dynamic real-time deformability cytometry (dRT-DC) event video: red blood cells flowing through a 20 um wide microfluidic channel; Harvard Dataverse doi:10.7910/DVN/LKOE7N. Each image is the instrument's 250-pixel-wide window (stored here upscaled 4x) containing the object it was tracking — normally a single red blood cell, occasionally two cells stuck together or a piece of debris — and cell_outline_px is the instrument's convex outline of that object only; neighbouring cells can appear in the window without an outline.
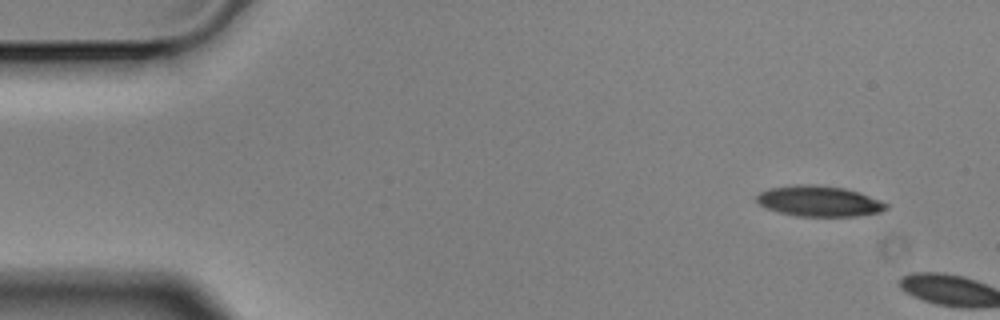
{"species": "Egyptian fruit bat (a non-hibernating species)", "species_latin": "Rousettus aegyptiacus", "temperature_condition": "cold", "stored_images_in_passage": 2, "camera_frame_rate_fps": 3000, "um_per_image_px": 0.085, "animal": {"sex": "male"}, "frame": {"image": 1, "passage_image": 1, "time_ms": 0.0, "image_size_px": [1000, 320], "cell_outline_px": [[888, 208], [880, 212], [856, 216], [796, 216], [780, 212], [768, 208], [760, 204], [756, 200], [756, 196], [760, 192], [768, 188], [796, 184], [812, 184], [844, 188], [860, 192], [880, 200], [888, 204]], "centroid_in_image_um": [69.63, 17.09], "position_along_channel_um": 15.4, "area_um2": 23.12}}